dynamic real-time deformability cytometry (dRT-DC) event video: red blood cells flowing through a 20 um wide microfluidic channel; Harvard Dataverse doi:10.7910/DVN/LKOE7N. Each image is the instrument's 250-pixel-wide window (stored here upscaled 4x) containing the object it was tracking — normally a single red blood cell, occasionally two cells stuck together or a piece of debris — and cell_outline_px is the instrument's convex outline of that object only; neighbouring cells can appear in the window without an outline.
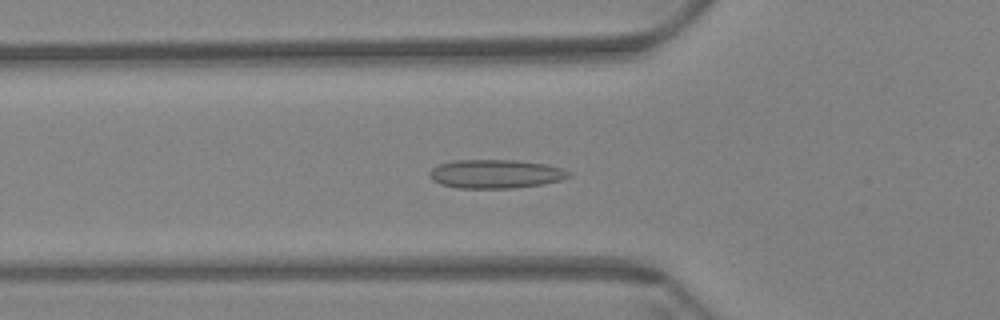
{"species": "Egyptian fruit bat (a non-hibernating species)", "species_latin": "Rousettus aegyptiacus", "temperature_condition": "warm", "stored_images_in_passage": 52, "camera_frame_rate_fps": 3000, "um_per_image_px": 0.085, "animal": {"sex": "female"}, "frame": {"image": 1, "passage_image": 14, "time_ms": 4.333, "image_size_px": [1000, 320], "cell_outline_px": [[572, 176], [560, 180], [544, 184], [512, 188], [456, 188], [440, 184], [432, 180], [428, 176], [428, 172], [432, 168], [440, 164], [452, 160], [516, 160], [548, 164], [572, 172]], "centroid_in_image_um": [42.12, 14.78], "position_along_channel_um": 83.7, "area_um2": 23.58}}
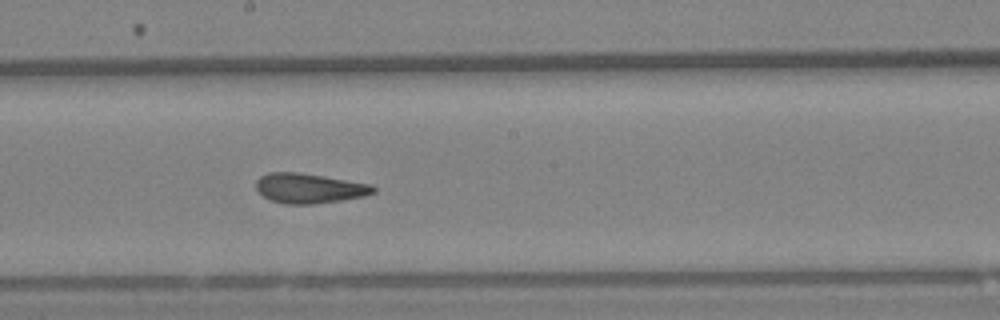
{"frame": {"image": 2, "passage_image": 26, "time_ms": 8.333, "image_size_px": [1000, 320], "cell_outline_px": [[376, 192], [364, 196], [340, 200], [312, 204], [284, 204], [272, 200], [264, 196], [256, 188], [256, 180], [260, 176], [268, 172], [300, 172], [372, 184], [376, 188]], "centroid_in_image_um": [26.29, 15.99], "position_along_channel_um": 221.9, "area_um2": 20.4}}
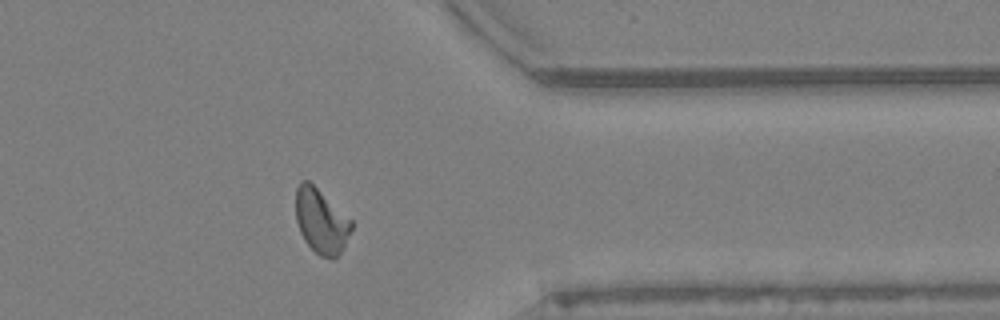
{"frame": {"image": 3, "passage_image": 41, "time_ms": 13.333, "image_size_px": [1000, 320], "cell_outline_px": [[352, 228], [336, 260], [332, 260], [320, 256], [304, 240], [300, 232], [296, 220], [296, 188], [300, 180], [308, 180], [352, 220]], "centroid_in_image_um": [27.28, 18.8], "position_along_channel_um": 384.1, "area_um2": 20.81}, "authors_computed_cell_mechanics": {"area_um2": 20.6057, "velocity_mm_per_s": 3.4668, "shape_relaxation_time_tau1_ms": null, "shape_relaxation_time_tau2_ms": 2.0756, "deformation_change_tau1": null, "deformation_change_tau2": 0.1005}}